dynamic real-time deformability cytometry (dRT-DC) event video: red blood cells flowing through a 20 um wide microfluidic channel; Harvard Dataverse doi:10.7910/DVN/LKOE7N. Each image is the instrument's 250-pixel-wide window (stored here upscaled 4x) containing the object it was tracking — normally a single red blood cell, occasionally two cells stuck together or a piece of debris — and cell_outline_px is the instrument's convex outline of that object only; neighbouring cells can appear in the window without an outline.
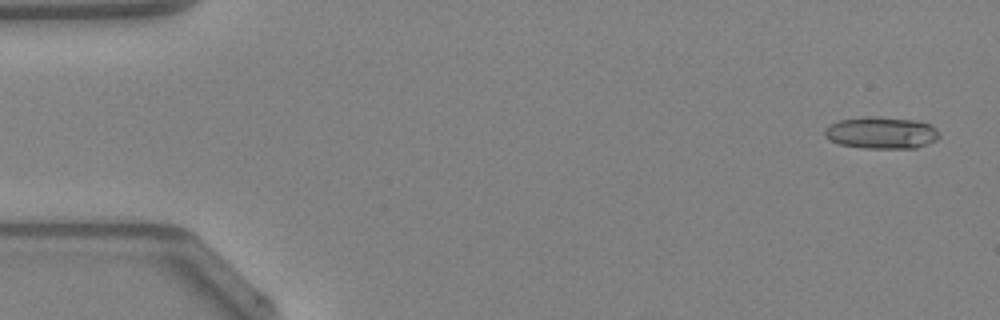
{"species": "Egyptian fruit bat (a non-hibernating species)", "species_latin": "Rousettus aegyptiacus", "temperature_condition": "warm", "stored_images_in_passage": 9, "camera_frame_rate_fps": 3000, "um_per_image_px": 0.085, "animal": {"sex": "female"}, "frame": {"image": 1, "passage_image": 2, "time_ms": 0.333, "image_size_px": [1000, 320], "cell_outline_px": [[940, 136], [936, 140], [928, 144], [916, 148], [864, 148], [840, 144], [828, 140], [824, 136], [824, 128], [828, 124], [840, 120], [868, 116], [912, 120], [928, 124], [936, 128], [940, 132]], "centroid_in_image_um": [74.88, 11.3], "position_along_channel_um": 10.1, "area_um2": 21.33}}